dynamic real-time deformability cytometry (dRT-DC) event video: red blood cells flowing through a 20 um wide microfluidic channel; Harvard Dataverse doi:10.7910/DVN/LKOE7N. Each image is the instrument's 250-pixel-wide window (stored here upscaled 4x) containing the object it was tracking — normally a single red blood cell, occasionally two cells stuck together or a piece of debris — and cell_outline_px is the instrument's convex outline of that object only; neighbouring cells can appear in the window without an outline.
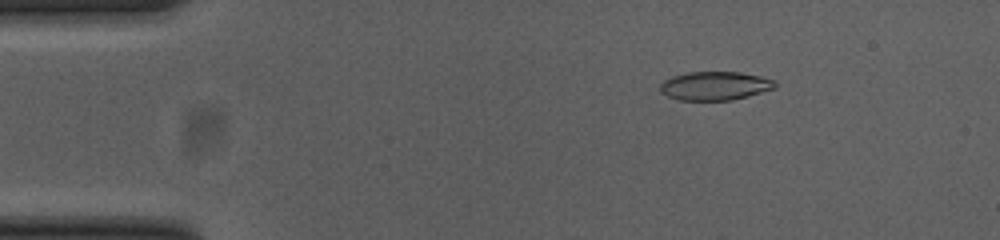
{"species": "common noctule bat (a hibernating species)", "species_latin": "Nyctalus noctula", "temperature_condition": "cold", "stored_images_in_passage": 12, "camera_frame_rate_fps": 3000, "um_per_image_px": 0.085, "animal": {"sex": "female", "body_mass_g": 23.0, "forearm_length_mm": 53.4}, "frame": {"image": 1, "passage_image": 8, "time_ms": 2.333, "image_size_px": [1000, 240], "cell_outline_px": [[776, 88], [748, 96], [732, 100], [680, 100], [668, 96], [660, 92], [660, 84], [664, 80], [672, 76], [688, 72], [740, 72], [760, 76], [776, 80]], "centroid_in_image_um": [60.78, 7.29], "position_along_channel_um": 24.2, "area_um2": 19.25}}